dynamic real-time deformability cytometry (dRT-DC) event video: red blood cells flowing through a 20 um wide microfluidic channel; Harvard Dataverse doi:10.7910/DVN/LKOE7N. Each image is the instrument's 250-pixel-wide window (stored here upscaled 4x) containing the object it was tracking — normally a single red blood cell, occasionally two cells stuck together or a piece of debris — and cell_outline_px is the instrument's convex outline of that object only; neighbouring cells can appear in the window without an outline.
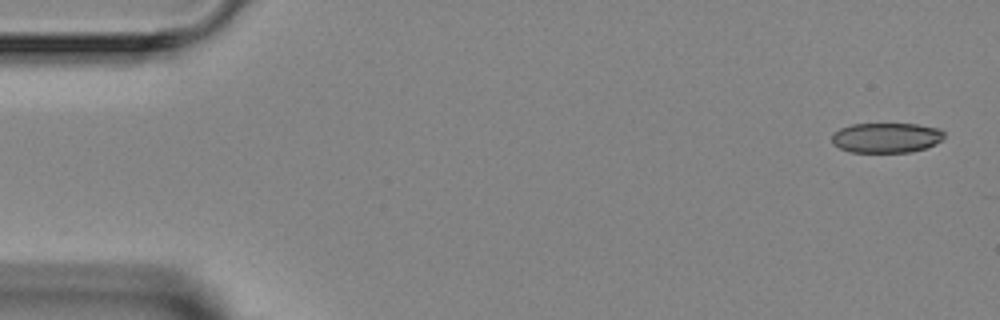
{"species": "Egyptian fruit bat (a non-hibernating species)", "species_latin": "Rousettus aegyptiacus", "temperature_condition": "room temperature", "stored_images_in_passage": 6, "camera_frame_rate_fps": 3000, "um_per_image_px": 0.085, "animal": {"sex": "female"}, "frame": {"image": 1, "passage_image": 1, "time_ms": 0.0, "image_size_px": [1000, 320], "cell_outline_px": [[944, 136], [940, 140], [924, 148], [912, 152], [852, 152], [840, 148], [832, 144], [832, 132], [840, 128], [852, 124], [916, 124], [940, 128], [944, 132]], "centroid_in_image_um": [75.3, 11.7], "position_along_channel_um": 9.7, "area_um2": 19.59}}
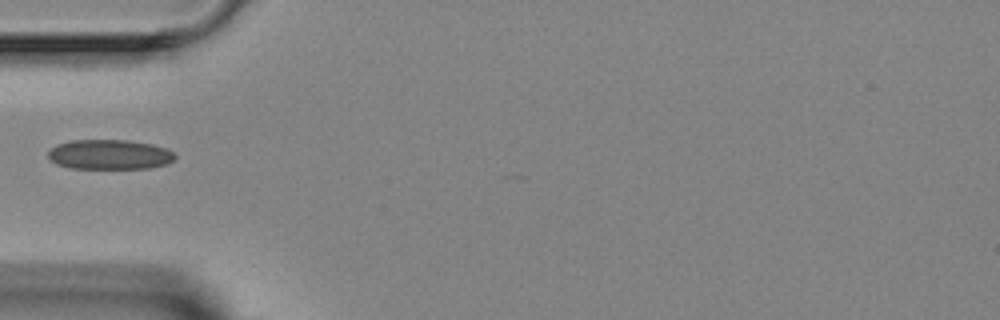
{"frame": {"image": 2, "passage_image": 5, "time_ms": 4.667, "image_size_px": [1000, 320], "cell_outline_px": [[176, 156], [168, 164], [148, 168], [68, 168], [56, 164], [48, 156], [48, 152], [56, 144], [72, 140], [128, 140], [152, 144], [168, 148]], "centroid_in_image_um": [9.32, 13.13], "position_along_channel_um": 75.7, "area_um2": 22.08}}
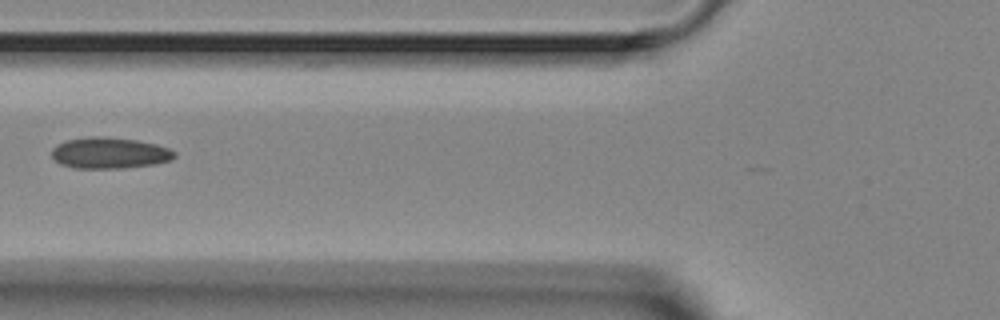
{"frame": {"image": 3, "passage_image": 6, "time_ms": 5.667, "image_size_px": [1000, 320], "cell_outline_px": [[176, 156], [172, 160], [152, 164], [120, 168], [76, 168], [60, 164], [52, 156], [52, 148], [56, 144], [64, 140], [88, 136], [104, 136], [136, 140], [156, 144], [168, 148], [176, 152]], "centroid_in_image_um": [9.29, 12.99], "position_along_channel_um": 116.5, "area_um2": 22.37}}